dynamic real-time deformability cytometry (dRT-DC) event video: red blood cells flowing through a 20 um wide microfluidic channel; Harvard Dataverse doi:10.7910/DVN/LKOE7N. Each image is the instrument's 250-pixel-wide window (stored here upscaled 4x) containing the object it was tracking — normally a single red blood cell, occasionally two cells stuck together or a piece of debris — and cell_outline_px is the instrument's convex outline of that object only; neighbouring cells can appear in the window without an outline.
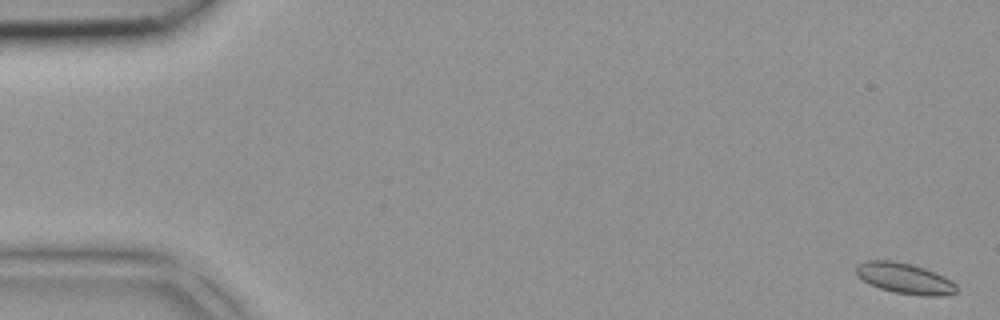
{"species": "common noctule bat (a hibernating species)", "species_latin": "Nyctalus noctula", "temperature_condition": "room temperature", "stored_images_in_passage": 13, "camera_frame_rate_fps": 3000, "um_per_image_px": 0.085, "animal": {"sex": "female", "body_mass_g": 18.4}, "frame": {"image": 1, "passage_image": 1, "time_ms": 0.0, "image_size_px": [1000, 320], "cell_outline_px": [[956, 292], [940, 296], [924, 296], [896, 292], [880, 288], [856, 276], [856, 264], [864, 260], [896, 260], [912, 264], [936, 272], [952, 280], [956, 284]], "centroid_in_image_um": [76.89, 23.63], "position_along_channel_um": 8.1, "area_um2": 18.03}}
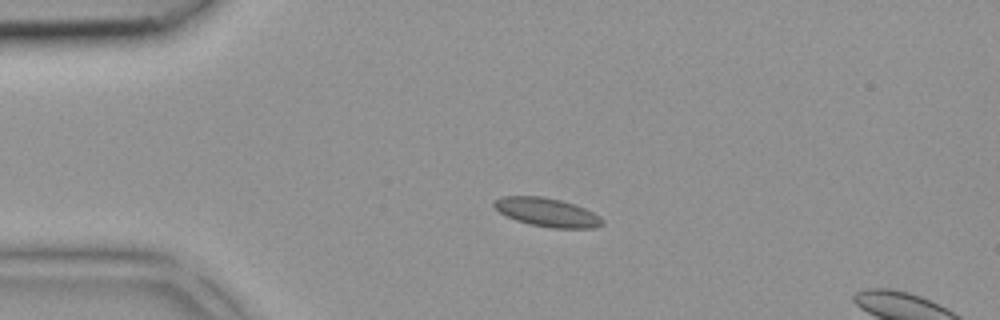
{"frame": {"image": 2, "passage_image": 10, "time_ms": 3.0, "image_size_px": [1000, 320], "cell_outline_px": [[604, 224], [596, 228], [552, 228], [532, 224], [516, 220], [500, 212], [492, 204], [492, 200], [504, 196], [544, 196], [560, 200], [584, 208], [600, 216], [604, 220]], "centroid_in_image_um": [46.51, 18.04], "position_along_channel_um": 38.5, "area_um2": 17.98}}